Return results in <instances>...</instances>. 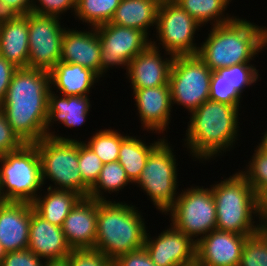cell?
I'll return each instance as SVG.
<instances>
[{"label":"cell","mask_w":267,"mask_h":266,"mask_svg":"<svg viewBox=\"0 0 267 266\" xmlns=\"http://www.w3.org/2000/svg\"><path fill=\"white\" fill-rule=\"evenodd\" d=\"M32 208V203L0 201V246L5 253L28 248Z\"/></svg>","instance_id":"ac0fdd59"},{"label":"cell","mask_w":267,"mask_h":266,"mask_svg":"<svg viewBox=\"0 0 267 266\" xmlns=\"http://www.w3.org/2000/svg\"><path fill=\"white\" fill-rule=\"evenodd\" d=\"M50 85L58 95L88 96L100 76L89 68L75 63L59 61L49 72ZM92 87V88H91Z\"/></svg>","instance_id":"cb8c5ba5"},{"label":"cell","mask_w":267,"mask_h":266,"mask_svg":"<svg viewBox=\"0 0 267 266\" xmlns=\"http://www.w3.org/2000/svg\"><path fill=\"white\" fill-rule=\"evenodd\" d=\"M180 193L165 215L170 214V224L198 243L216 229V205L211 186L205 189L203 186H191Z\"/></svg>","instance_id":"9c48e42d"},{"label":"cell","mask_w":267,"mask_h":266,"mask_svg":"<svg viewBox=\"0 0 267 266\" xmlns=\"http://www.w3.org/2000/svg\"><path fill=\"white\" fill-rule=\"evenodd\" d=\"M24 144L9 125L5 113L0 108V156L18 150Z\"/></svg>","instance_id":"f35d334b"},{"label":"cell","mask_w":267,"mask_h":266,"mask_svg":"<svg viewBox=\"0 0 267 266\" xmlns=\"http://www.w3.org/2000/svg\"><path fill=\"white\" fill-rule=\"evenodd\" d=\"M39 194L32 202L33 210L49 223L61 227L71 209L82 198L79 194L47 187V192Z\"/></svg>","instance_id":"484cf974"},{"label":"cell","mask_w":267,"mask_h":266,"mask_svg":"<svg viewBox=\"0 0 267 266\" xmlns=\"http://www.w3.org/2000/svg\"><path fill=\"white\" fill-rule=\"evenodd\" d=\"M28 249L41 259L53 260L71 253L61 227L53 225L38 215L32 208L29 226Z\"/></svg>","instance_id":"44dd1931"},{"label":"cell","mask_w":267,"mask_h":266,"mask_svg":"<svg viewBox=\"0 0 267 266\" xmlns=\"http://www.w3.org/2000/svg\"><path fill=\"white\" fill-rule=\"evenodd\" d=\"M61 18L28 14L29 58L27 68L50 72L60 61L62 39L66 27Z\"/></svg>","instance_id":"4fadbf2b"},{"label":"cell","mask_w":267,"mask_h":266,"mask_svg":"<svg viewBox=\"0 0 267 266\" xmlns=\"http://www.w3.org/2000/svg\"><path fill=\"white\" fill-rule=\"evenodd\" d=\"M212 70L197 56H176L173 59L169 87L171 103L182 105L189 113L209 100Z\"/></svg>","instance_id":"30bf717a"},{"label":"cell","mask_w":267,"mask_h":266,"mask_svg":"<svg viewBox=\"0 0 267 266\" xmlns=\"http://www.w3.org/2000/svg\"><path fill=\"white\" fill-rule=\"evenodd\" d=\"M168 140L163 139L150 153L137 187L146 192L156 209L166 213L174 204L179 193L176 155Z\"/></svg>","instance_id":"ba28073f"},{"label":"cell","mask_w":267,"mask_h":266,"mask_svg":"<svg viewBox=\"0 0 267 266\" xmlns=\"http://www.w3.org/2000/svg\"><path fill=\"white\" fill-rule=\"evenodd\" d=\"M32 6L33 0H0V15H26Z\"/></svg>","instance_id":"b9f144b4"},{"label":"cell","mask_w":267,"mask_h":266,"mask_svg":"<svg viewBox=\"0 0 267 266\" xmlns=\"http://www.w3.org/2000/svg\"><path fill=\"white\" fill-rule=\"evenodd\" d=\"M210 186L216 205L217 230L254 235L262 229L254 221L255 216L256 219L260 216L259 198L240 171Z\"/></svg>","instance_id":"5b68a950"},{"label":"cell","mask_w":267,"mask_h":266,"mask_svg":"<svg viewBox=\"0 0 267 266\" xmlns=\"http://www.w3.org/2000/svg\"><path fill=\"white\" fill-rule=\"evenodd\" d=\"M267 49L265 27L246 19L212 26L197 56L212 70L241 63H251L260 51Z\"/></svg>","instance_id":"3957f363"},{"label":"cell","mask_w":267,"mask_h":266,"mask_svg":"<svg viewBox=\"0 0 267 266\" xmlns=\"http://www.w3.org/2000/svg\"><path fill=\"white\" fill-rule=\"evenodd\" d=\"M159 3L156 0H121L109 23L149 33L157 25Z\"/></svg>","instance_id":"d4e9b609"},{"label":"cell","mask_w":267,"mask_h":266,"mask_svg":"<svg viewBox=\"0 0 267 266\" xmlns=\"http://www.w3.org/2000/svg\"><path fill=\"white\" fill-rule=\"evenodd\" d=\"M260 216L259 223L262 230L267 231V192L259 199Z\"/></svg>","instance_id":"ee69618b"},{"label":"cell","mask_w":267,"mask_h":266,"mask_svg":"<svg viewBox=\"0 0 267 266\" xmlns=\"http://www.w3.org/2000/svg\"><path fill=\"white\" fill-rule=\"evenodd\" d=\"M121 0H77L74 17L89 27L109 23Z\"/></svg>","instance_id":"f546056e"},{"label":"cell","mask_w":267,"mask_h":266,"mask_svg":"<svg viewBox=\"0 0 267 266\" xmlns=\"http://www.w3.org/2000/svg\"><path fill=\"white\" fill-rule=\"evenodd\" d=\"M4 254H5V252L3 251V249L0 246V262H1L2 257L4 256Z\"/></svg>","instance_id":"c3c4849f"},{"label":"cell","mask_w":267,"mask_h":266,"mask_svg":"<svg viewBox=\"0 0 267 266\" xmlns=\"http://www.w3.org/2000/svg\"><path fill=\"white\" fill-rule=\"evenodd\" d=\"M43 266H69L67 257L61 259L45 260Z\"/></svg>","instance_id":"f6af8a7d"},{"label":"cell","mask_w":267,"mask_h":266,"mask_svg":"<svg viewBox=\"0 0 267 266\" xmlns=\"http://www.w3.org/2000/svg\"><path fill=\"white\" fill-rule=\"evenodd\" d=\"M132 89L143 128L149 133H165L172 110L169 85Z\"/></svg>","instance_id":"e0dca14e"},{"label":"cell","mask_w":267,"mask_h":266,"mask_svg":"<svg viewBox=\"0 0 267 266\" xmlns=\"http://www.w3.org/2000/svg\"><path fill=\"white\" fill-rule=\"evenodd\" d=\"M137 208L110 199L97 201L95 249L112 261L121 255L142 249L148 231L145 219Z\"/></svg>","instance_id":"277c9868"},{"label":"cell","mask_w":267,"mask_h":266,"mask_svg":"<svg viewBox=\"0 0 267 266\" xmlns=\"http://www.w3.org/2000/svg\"><path fill=\"white\" fill-rule=\"evenodd\" d=\"M239 107L207 100L191 112L184 141L192 157L208 161L230 151L239 136Z\"/></svg>","instance_id":"7a4b0ae2"},{"label":"cell","mask_w":267,"mask_h":266,"mask_svg":"<svg viewBox=\"0 0 267 266\" xmlns=\"http://www.w3.org/2000/svg\"><path fill=\"white\" fill-rule=\"evenodd\" d=\"M44 263L45 261L27 248L5 253L0 266H43Z\"/></svg>","instance_id":"ab89813d"},{"label":"cell","mask_w":267,"mask_h":266,"mask_svg":"<svg viewBox=\"0 0 267 266\" xmlns=\"http://www.w3.org/2000/svg\"><path fill=\"white\" fill-rule=\"evenodd\" d=\"M159 4L162 3H172V2H176L177 0H156Z\"/></svg>","instance_id":"7dc6e473"},{"label":"cell","mask_w":267,"mask_h":266,"mask_svg":"<svg viewBox=\"0 0 267 266\" xmlns=\"http://www.w3.org/2000/svg\"><path fill=\"white\" fill-rule=\"evenodd\" d=\"M79 170L83 182L91 188L97 181L104 163L99 157L84 143L79 141Z\"/></svg>","instance_id":"e575fe53"},{"label":"cell","mask_w":267,"mask_h":266,"mask_svg":"<svg viewBox=\"0 0 267 266\" xmlns=\"http://www.w3.org/2000/svg\"><path fill=\"white\" fill-rule=\"evenodd\" d=\"M50 74L40 69L18 68L0 108L13 131L25 144L45 137Z\"/></svg>","instance_id":"6da1fadb"},{"label":"cell","mask_w":267,"mask_h":266,"mask_svg":"<svg viewBox=\"0 0 267 266\" xmlns=\"http://www.w3.org/2000/svg\"><path fill=\"white\" fill-rule=\"evenodd\" d=\"M67 259L69 266H113V261L95 248L72 249Z\"/></svg>","instance_id":"8d00e7d4"},{"label":"cell","mask_w":267,"mask_h":266,"mask_svg":"<svg viewBox=\"0 0 267 266\" xmlns=\"http://www.w3.org/2000/svg\"><path fill=\"white\" fill-rule=\"evenodd\" d=\"M265 42H266V48H267V28L265 26Z\"/></svg>","instance_id":"681fc988"},{"label":"cell","mask_w":267,"mask_h":266,"mask_svg":"<svg viewBox=\"0 0 267 266\" xmlns=\"http://www.w3.org/2000/svg\"><path fill=\"white\" fill-rule=\"evenodd\" d=\"M129 183L132 182L118 161L105 163L96 183L90 188L88 197L97 201H107L104 192L111 195L112 192H119Z\"/></svg>","instance_id":"f1b7e54d"},{"label":"cell","mask_w":267,"mask_h":266,"mask_svg":"<svg viewBox=\"0 0 267 266\" xmlns=\"http://www.w3.org/2000/svg\"><path fill=\"white\" fill-rule=\"evenodd\" d=\"M239 266H267V231L261 229L246 239Z\"/></svg>","instance_id":"836d02e7"},{"label":"cell","mask_w":267,"mask_h":266,"mask_svg":"<svg viewBox=\"0 0 267 266\" xmlns=\"http://www.w3.org/2000/svg\"><path fill=\"white\" fill-rule=\"evenodd\" d=\"M41 161L42 181L50 180L49 188L68 190L82 198L89 196L90 188L83 182L79 170V140L55 135L46 136L35 143Z\"/></svg>","instance_id":"8992f818"},{"label":"cell","mask_w":267,"mask_h":266,"mask_svg":"<svg viewBox=\"0 0 267 266\" xmlns=\"http://www.w3.org/2000/svg\"><path fill=\"white\" fill-rule=\"evenodd\" d=\"M53 88L48 94V116L45 125V137L52 135L50 126L57 123L63 124L68 128H76L85 123L87 115L90 113L89 96H62L54 91ZM51 131V132H50Z\"/></svg>","instance_id":"603a6c76"},{"label":"cell","mask_w":267,"mask_h":266,"mask_svg":"<svg viewBox=\"0 0 267 266\" xmlns=\"http://www.w3.org/2000/svg\"><path fill=\"white\" fill-rule=\"evenodd\" d=\"M92 30L67 28L62 39L60 61L89 68L100 76L101 43L96 27Z\"/></svg>","instance_id":"ffe728a7"},{"label":"cell","mask_w":267,"mask_h":266,"mask_svg":"<svg viewBox=\"0 0 267 266\" xmlns=\"http://www.w3.org/2000/svg\"><path fill=\"white\" fill-rule=\"evenodd\" d=\"M36 2L39 4L37 5ZM76 5L77 0H33L31 12L37 15L61 18L60 15L68 10L75 13Z\"/></svg>","instance_id":"74e56055"},{"label":"cell","mask_w":267,"mask_h":266,"mask_svg":"<svg viewBox=\"0 0 267 266\" xmlns=\"http://www.w3.org/2000/svg\"><path fill=\"white\" fill-rule=\"evenodd\" d=\"M160 138L148 145L137 136H128L120 146L118 162L126 172L127 177L133 183L140 177L151 151L164 139Z\"/></svg>","instance_id":"4316f807"},{"label":"cell","mask_w":267,"mask_h":266,"mask_svg":"<svg viewBox=\"0 0 267 266\" xmlns=\"http://www.w3.org/2000/svg\"><path fill=\"white\" fill-rule=\"evenodd\" d=\"M129 136H126L114 129H103L93 134L89 141L84 143L99 157L105 164L118 161L121 143Z\"/></svg>","instance_id":"4dcf8cb0"},{"label":"cell","mask_w":267,"mask_h":266,"mask_svg":"<svg viewBox=\"0 0 267 266\" xmlns=\"http://www.w3.org/2000/svg\"><path fill=\"white\" fill-rule=\"evenodd\" d=\"M236 91L242 95L244 88L250 87L259 79V71L254 64L241 63L230 67H223L216 70Z\"/></svg>","instance_id":"1f68e13d"},{"label":"cell","mask_w":267,"mask_h":266,"mask_svg":"<svg viewBox=\"0 0 267 266\" xmlns=\"http://www.w3.org/2000/svg\"><path fill=\"white\" fill-rule=\"evenodd\" d=\"M71 249L95 248L97 234V200L81 198L61 226Z\"/></svg>","instance_id":"d6986e66"},{"label":"cell","mask_w":267,"mask_h":266,"mask_svg":"<svg viewBox=\"0 0 267 266\" xmlns=\"http://www.w3.org/2000/svg\"><path fill=\"white\" fill-rule=\"evenodd\" d=\"M262 134H264V136H262L261 142L258 143L256 148L267 154V131Z\"/></svg>","instance_id":"bcb514c9"},{"label":"cell","mask_w":267,"mask_h":266,"mask_svg":"<svg viewBox=\"0 0 267 266\" xmlns=\"http://www.w3.org/2000/svg\"><path fill=\"white\" fill-rule=\"evenodd\" d=\"M43 185L35 143L0 156V201L32 203Z\"/></svg>","instance_id":"52a82bcc"},{"label":"cell","mask_w":267,"mask_h":266,"mask_svg":"<svg viewBox=\"0 0 267 266\" xmlns=\"http://www.w3.org/2000/svg\"><path fill=\"white\" fill-rule=\"evenodd\" d=\"M113 266H156L145 248L126 253L113 261Z\"/></svg>","instance_id":"60d3db41"},{"label":"cell","mask_w":267,"mask_h":266,"mask_svg":"<svg viewBox=\"0 0 267 266\" xmlns=\"http://www.w3.org/2000/svg\"><path fill=\"white\" fill-rule=\"evenodd\" d=\"M28 35V14L1 17L0 55L17 68H27Z\"/></svg>","instance_id":"7402d4cb"},{"label":"cell","mask_w":267,"mask_h":266,"mask_svg":"<svg viewBox=\"0 0 267 266\" xmlns=\"http://www.w3.org/2000/svg\"><path fill=\"white\" fill-rule=\"evenodd\" d=\"M251 161L246 165L245 176L255 194L260 199L267 192V154L255 148Z\"/></svg>","instance_id":"d6a6232c"},{"label":"cell","mask_w":267,"mask_h":266,"mask_svg":"<svg viewBox=\"0 0 267 266\" xmlns=\"http://www.w3.org/2000/svg\"><path fill=\"white\" fill-rule=\"evenodd\" d=\"M209 100L230 105H240L241 95L216 71H212Z\"/></svg>","instance_id":"d590c367"},{"label":"cell","mask_w":267,"mask_h":266,"mask_svg":"<svg viewBox=\"0 0 267 266\" xmlns=\"http://www.w3.org/2000/svg\"><path fill=\"white\" fill-rule=\"evenodd\" d=\"M170 225L155 238L146 233L144 248L152 262L156 266H195L196 243Z\"/></svg>","instance_id":"5bb4252c"},{"label":"cell","mask_w":267,"mask_h":266,"mask_svg":"<svg viewBox=\"0 0 267 266\" xmlns=\"http://www.w3.org/2000/svg\"><path fill=\"white\" fill-rule=\"evenodd\" d=\"M201 25L177 3H162L158 8L156 38L166 55H197L199 45L194 35ZM158 35V36H157Z\"/></svg>","instance_id":"8fae6325"},{"label":"cell","mask_w":267,"mask_h":266,"mask_svg":"<svg viewBox=\"0 0 267 266\" xmlns=\"http://www.w3.org/2000/svg\"><path fill=\"white\" fill-rule=\"evenodd\" d=\"M18 68L0 55V104L5 99L12 76Z\"/></svg>","instance_id":"7bdbcfd3"},{"label":"cell","mask_w":267,"mask_h":266,"mask_svg":"<svg viewBox=\"0 0 267 266\" xmlns=\"http://www.w3.org/2000/svg\"><path fill=\"white\" fill-rule=\"evenodd\" d=\"M157 43L135 56L128 64L126 75L131 88H149L169 85V74L174 59L173 55L163 58Z\"/></svg>","instance_id":"2e32d148"},{"label":"cell","mask_w":267,"mask_h":266,"mask_svg":"<svg viewBox=\"0 0 267 266\" xmlns=\"http://www.w3.org/2000/svg\"><path fill=\"white\" fill-rule=\"evenodd\" d=\"M96 30L101 43L100 77L110 67L121 66L126 70L131 60L151 45V38L139 29L106 23Z\"/></svg>","instance_id":"7c38bea8"},{"label":"cell","mask_w":267,"mask_h":266,"mask_svg":"<svg viewBox=\"0 0 267 266\" xmlns=\"http://www.w3.org/2000/svg\"><path fill=\"white\" fill-rule=\"evenodd\" d=\"M251 235L212 230L196 243V266H239L242 249Z\"/></svg>","instance_id":"9a60e30c"},{"label":"cell","mask_w":267,"mask_h":266,"mask_svg":"<svg viewBox=\"0 0 267 266\" xmlns=\"http://www.w3.org/2000/svg\"><path fill=\"white\" fill-rule=\"evenodd\" d=\"M232 0H177V3L202 27L211 23L212 26L223 25L232 22L236 16L224 15L227 6ZM213 21V22H212Z\"/></svg>","instance_id":"83f0119b"}]
</instances>
